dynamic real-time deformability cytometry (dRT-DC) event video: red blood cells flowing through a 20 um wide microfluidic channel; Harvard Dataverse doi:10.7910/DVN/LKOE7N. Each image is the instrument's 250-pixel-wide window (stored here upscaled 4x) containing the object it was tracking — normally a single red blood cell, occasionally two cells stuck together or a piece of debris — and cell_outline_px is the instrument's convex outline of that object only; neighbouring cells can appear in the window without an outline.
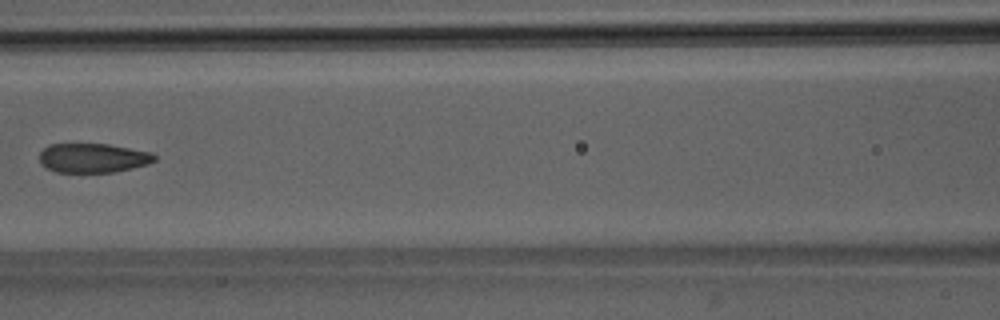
{"species": "Egyptian fruit bat (a non-hibernating species)", "species_latin": "Rousettus aegyptiacus", "temperature_condition": "room temperature", "stored_images_in_passage": 6, "camera_frame_rate_fps": 3000, "um_per_image_px": 0.085, "animal": {"sex": "male"}, "frame": {"image": 1, "passage_image": 6, "time_ms": 5.667, "image_size_px": [1000, 320], "cell_outline_px": [[156, 160], [148, 164], [132, 168], [112, 172], [56, 172], [40, 164], [40, 152], [48, 144], [108, 144], [152, 152], [156, 156]], "centroid_in_image_um": [7.91, 13.42], "position_along_channel_um": 158.7, "area_um2": 19.65}}